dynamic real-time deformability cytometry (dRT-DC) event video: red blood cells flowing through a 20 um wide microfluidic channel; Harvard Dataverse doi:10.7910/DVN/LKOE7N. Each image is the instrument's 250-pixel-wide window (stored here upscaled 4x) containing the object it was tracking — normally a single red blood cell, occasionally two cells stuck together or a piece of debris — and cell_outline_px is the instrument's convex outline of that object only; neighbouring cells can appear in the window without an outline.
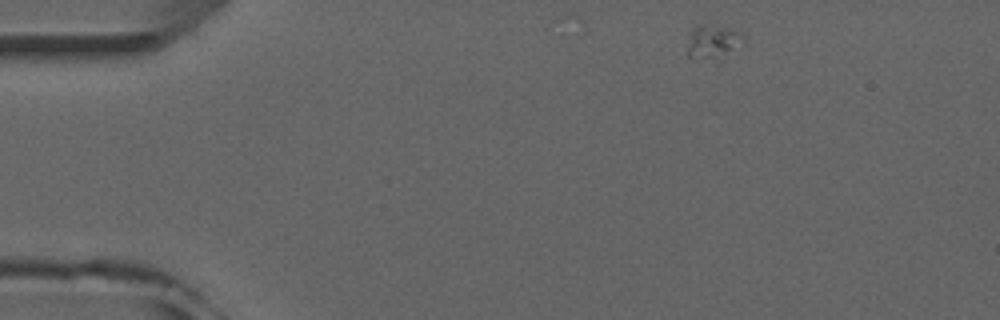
{"species": "common noctule bat (a hibernating species)", "species_latin": "Nyctalus noctula", "temperature_condition": "room temperature", "stored_images_in_passage": 15, "camera_frame_rate_fps": 3000, "um_per_image_px": 0.085, "animal": {"sex": "male", "forearm_length_mm": 52.5}, "frame": {"image": 1, "passage_image": 1, "time_ms": 0.0, "image_size_px": [1000, 320], "cell_outline_px": [[744, 40], [724, 52], [712, 56], [692, 60], [688, 56], [688, 32], [696, 24], [700, 24], [732, 28], [740, 32], [744, 36]], "centroid_in_image_um": [60.47, 3.45], "position_along_channel_um": 24.5, "area_um2": 10.35}}
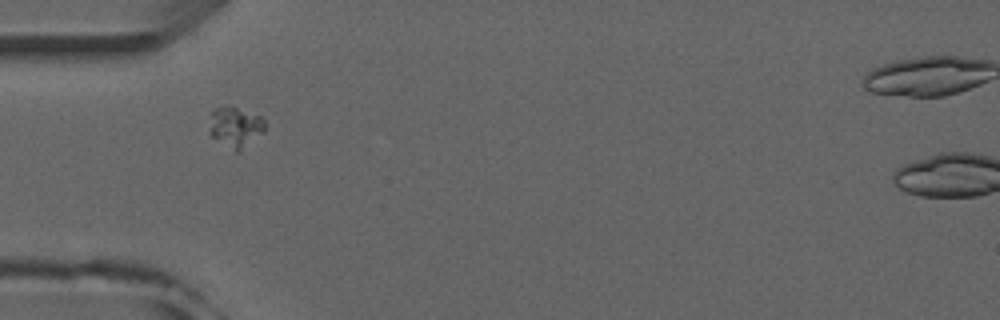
{"frame": {"image": 2, "passage_image": 10, "time_ms": 3.0, "image_size_px": [1000, 320], "cell_outline_px": [[264, 132], [240, 152], [236, 152], [212, 136], [208, 132], [212, 112], [216, 108], [236, 108], [264, 116]], "centroid_in_image_um": [20.05, 10.83], "position_along_channel_um": 65.0, "area_um2": 12.89}}
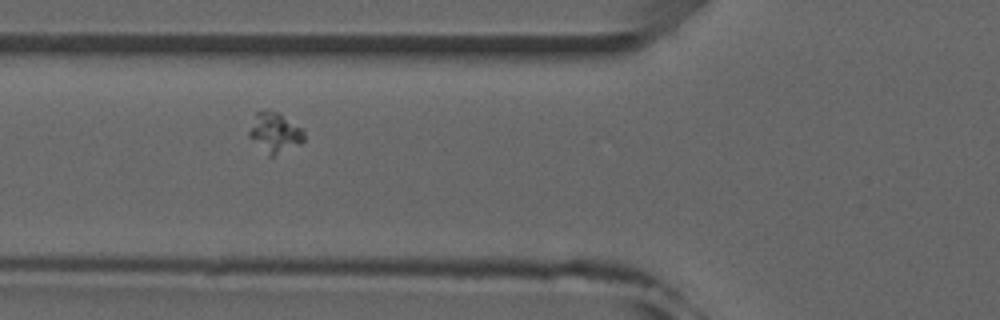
{"frame": {"image": 3, "passage_image": 13, "time_ms": 4.0, "image_size_px": [1000, 320], "cell_outline_px": [[304, 140], [300, 144], [272, 156], [268, 156], [248, 136], [248, 132], [256, 112], [268, 108], [280, 112], [300, 128], [304, 132]], "centroid_in_image_um": [23.33, 11.24], "position_along_channel_um": 102.5, "area_um2": 12.83}}